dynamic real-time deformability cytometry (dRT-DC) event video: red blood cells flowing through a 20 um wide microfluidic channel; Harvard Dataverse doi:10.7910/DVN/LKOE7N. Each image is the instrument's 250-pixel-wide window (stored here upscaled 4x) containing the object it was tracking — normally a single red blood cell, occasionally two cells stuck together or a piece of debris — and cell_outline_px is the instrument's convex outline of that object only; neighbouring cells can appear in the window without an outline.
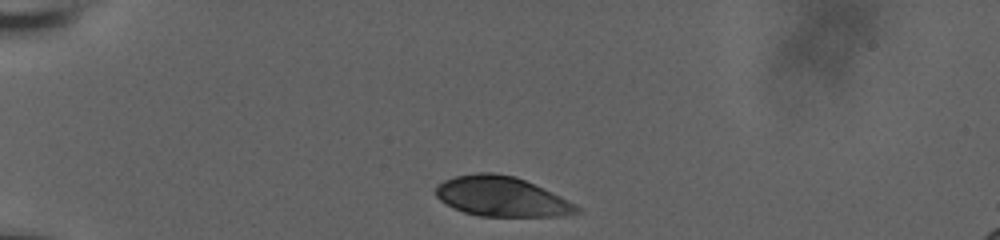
{"species": "human", "species_latin": "Homo sapiens", "temperature_condition": "room temperature", "stored_images_in_passage": 8, "camera_frame_rate_fps": 3000, "um_per_image_px": 0.085, "donor": {"sex": "male"}, "frame": {"image": 1, "passage_image": 1, "time_ms": 0.0, "image_size_px": [1000, 240], "cell_outline_px": [[584, 212], [560, 216], [480, 216], [464, 212], [440, 200], [436, 196], [436, 184], [444, 180], [456, 176], [476, 172], [492, 172], [516, 176], [560, 196], [580, 208]], "centroid_in_image_um": [42.63, 16.7], "position_along_channel_um": 42.4, "area_um2": 32.6}}
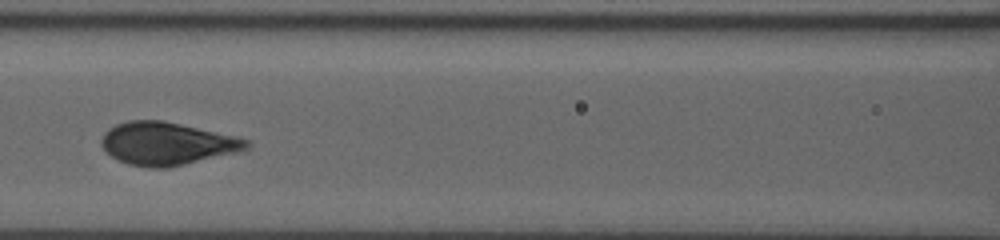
{"frame": {"image": 2, "passage_image": 6, "time_ms": 1.667, "image_size_px": [1000, 240], "cell_outline_px": [[252, 144], [248, 148], [240, 152], [168, 168], [148, 168], [128, 164], [116, 160], [104, 152], [100, 144], [100, 140], [104, 132], [108, 128], [116, 124], [128, 120], [164, 120], [236, 136], [248, 140]], "centroid_in_image_um": [14.16, 12.21], "position_along_channel_um": 152.4, "area_um2": 36.82}}
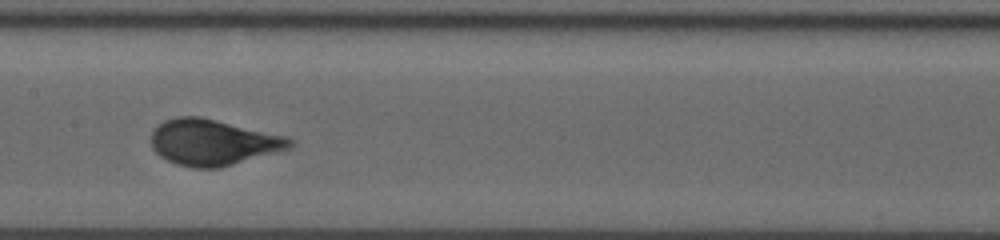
{"frame": {"image": 3, "passage_image": 7, "time_ms": 2.0, "image_size_px": [1000, 240], "cell_outline_px": [[296, 140], [288, 148], [220, 168], [192, 168], [176, 164], [160, 156], [152, 148], [152, 132], [164, 120], [176, 116], [200, 116], [288, 136]], "centroid_in_image_um": [18.1, 12.09], "position_along_channel_um": 189.3, "area_um2": 37.05}}